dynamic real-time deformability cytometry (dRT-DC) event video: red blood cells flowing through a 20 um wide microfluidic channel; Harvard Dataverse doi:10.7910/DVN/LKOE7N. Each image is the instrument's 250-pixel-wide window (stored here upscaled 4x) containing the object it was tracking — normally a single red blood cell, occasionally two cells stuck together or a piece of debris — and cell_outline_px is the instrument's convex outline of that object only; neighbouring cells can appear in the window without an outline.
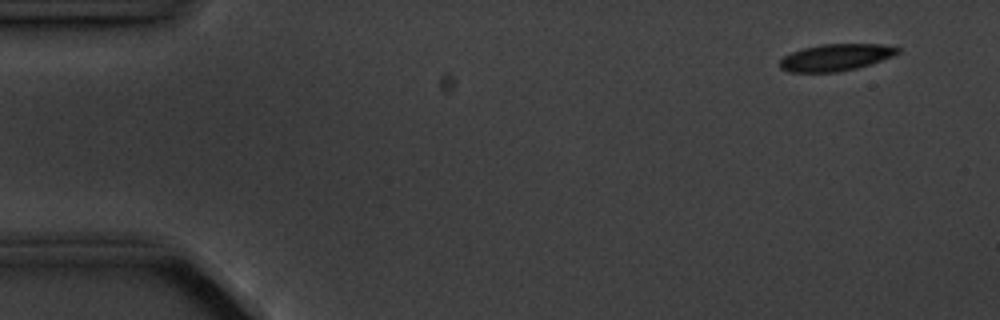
{"species": "common noctule bat (a hibernating species)", "species_latin": "Nyctalus noctula", "temperature_condition": "cold", "stored_images_in_passage": 5, "camera_frame_rate_fps": 3000, "um_per_image_px": 0.085, "animal": {"sex": "male", "body_mass_g": 20.1, "forearm_length_mm": 53.5}, "frame": {"image": 1, "passage_image": 1, "time_ms": 0.0, "image_size_px": [1000, 320], "cell_outline_px": [[900, 52], [892, 56], [856, 68], [836, 72], [788, 72], [780, 68], [780, 60], [784, 56], [792, 52], [804, 48], [820, 44], [880, 44], [900, 48]], "centroid_in_image_um": [71.0, 4.87], "position_along_channel_um": 14.0, "area_um2": 18.21}}